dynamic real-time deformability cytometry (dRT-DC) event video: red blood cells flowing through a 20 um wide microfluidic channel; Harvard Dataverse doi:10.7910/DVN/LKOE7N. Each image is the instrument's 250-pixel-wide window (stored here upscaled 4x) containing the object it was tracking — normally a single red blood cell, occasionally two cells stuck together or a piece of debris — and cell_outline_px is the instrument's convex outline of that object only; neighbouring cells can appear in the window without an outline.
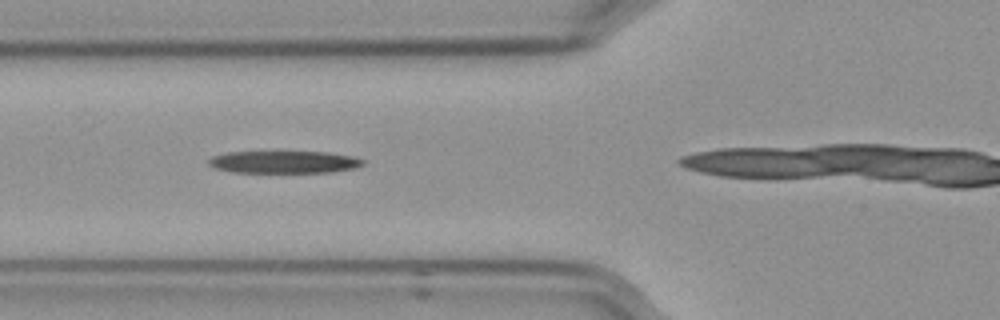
{"species": "Egyptian fruit bat (a non-hibernating species)", "species_latin": "Rousettus aegyptiacus", "temperature_condition": "cold", "stored_images_in_passage": 29, "camera_frame_rate_fps": 3000, "um_per_image_px": 0.085, "frame": {"image": 1, "passage_image": 5, "time_ms": 1.333, "image_size_px": [1000, 320], "cell_outline_px": [[364, 164], [356, 168], [332, 172], [232, 172], [212, 168], [208, 164], [208, 160], [212, 156], [228, 152], [328, 152], [352, 156], [364, 160]], "centroid_in_image_um": [24.13, 13.77], "position_along_channel_um": 101.7, "area_um2": 20.11}}